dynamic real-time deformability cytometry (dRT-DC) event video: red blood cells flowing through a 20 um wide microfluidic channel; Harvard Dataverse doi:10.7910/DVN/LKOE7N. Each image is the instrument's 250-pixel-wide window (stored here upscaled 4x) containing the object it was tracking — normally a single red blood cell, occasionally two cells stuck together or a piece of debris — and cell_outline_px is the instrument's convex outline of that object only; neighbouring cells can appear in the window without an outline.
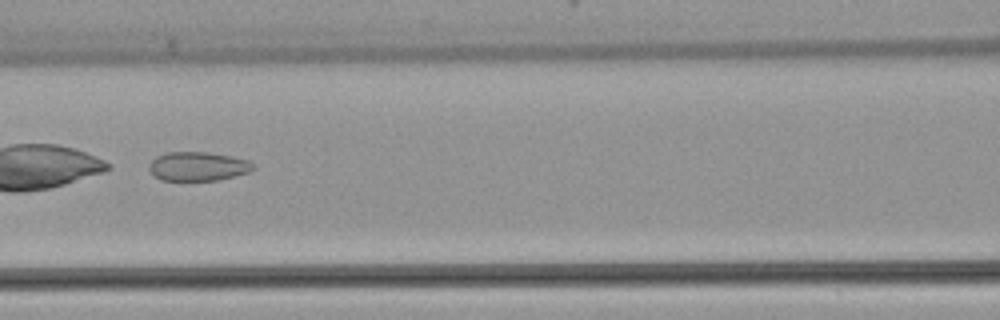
{"species": "common noctule bat (a hibernating species)", "species_latin": "Nyctalus noctula", "temperature_condition": "warm", "stored_images_in_passage": 6, "camera_frame_rate_fps": 3000, "um_per_image_px": 0.085, "animal": {"sex": "female", "body_mass_g": 22.7, "forearm_length_mm": 54.2}, "frame": {"image": 1, "passage_image": 6, "time_ms": 5.667, "image_size_px": [1000, 320], "cell_outline_px": [[256, 168], [248, 172], [216, 180], [160, 180], [148, 168], [148, 164], [156, 156], [168, 152], [208, 152], [232, 156], [248, 160], [256, 164]], "centroid_in_image_um": [16.84, 14.12], "position_along_channel_um": 149.8, "area_um2": 17.57}}